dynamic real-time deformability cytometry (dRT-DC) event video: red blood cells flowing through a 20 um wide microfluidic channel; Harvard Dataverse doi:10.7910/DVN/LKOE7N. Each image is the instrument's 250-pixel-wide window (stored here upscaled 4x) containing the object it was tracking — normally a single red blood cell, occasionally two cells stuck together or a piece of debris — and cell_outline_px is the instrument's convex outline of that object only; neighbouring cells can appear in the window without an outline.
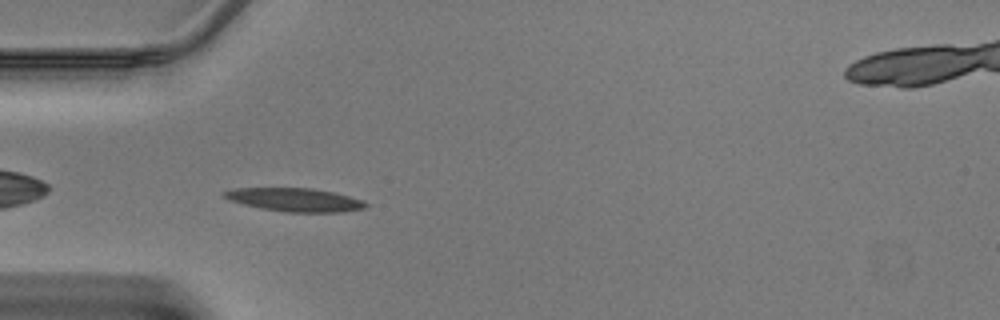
{"species": "Egyptian fruit bat (a non-hibernating species)", "species_latin": "Rousettus aegyptiacus", "temperature_condition": "warm", "stored_images_in_passage": 34, "camera_frame_rate_fps": 3000, "um_per_image_px": 0.085, "animal": {"sex": "male"}, "frame": {"image": 1, "passage_image": 2, "time_ms": 0.333, "image_size_px": [1000, 320], "cell_outline_px": [[368, 204], [364, 208], [340, 212], [284, 212], [260, 208], [228, 200], [220, 192], [232, 188], [312, 188], [332, 192], [364, 200]], "centroid_in_image_um": [25.02, 16.98], "position_along_channel_um": 60.0, "area_um2": 19.31}}
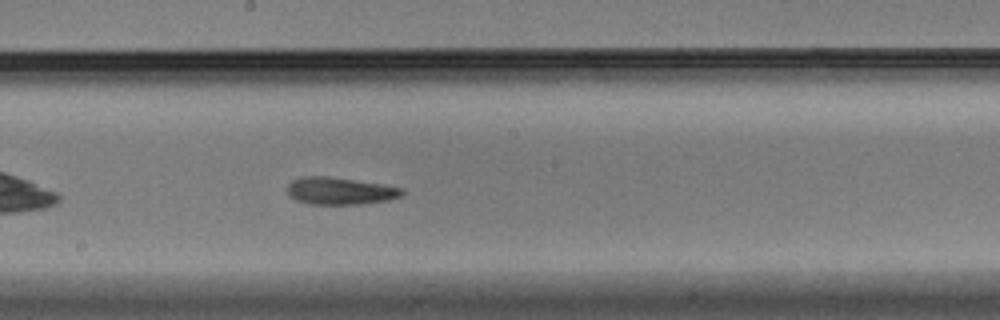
{"frame": {"image": 2, "passage_image": 13, "time_ms": 4.0, "image_size_px": [1000, 320], "cell_outline_px": [[404, 192], [400, 196], [388, 200], [364, 204], [312, 204], [296, 200], [288, 192], [288, 184], [292, 180], [300, 176], [328, 176], [380, 184], [404, 188]], "centroid_in_image_um": [28.9, 16.22], "position_along_channel_um": 219.3, "area_um2": 18.09}}
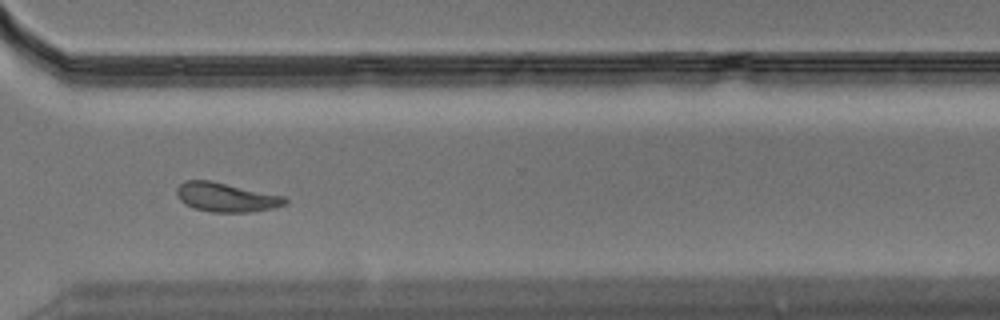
{"frame": {"image": 3, "passage_image": 22, "time_ms": 7.0, "image_size_px": [1000, 320], "cell_outline_px": [[288, 200], [284, 204], [272, 208], [248, 212], [212, 212], [192, 208], [184, 204], [176, 196], [176, 188], [184, 180], [212, 180], [284, 196]], "centroid_in_image_um": [19.16, 16.75], "position_along_channel_um": 351.4, "area_um2": 18.5}}